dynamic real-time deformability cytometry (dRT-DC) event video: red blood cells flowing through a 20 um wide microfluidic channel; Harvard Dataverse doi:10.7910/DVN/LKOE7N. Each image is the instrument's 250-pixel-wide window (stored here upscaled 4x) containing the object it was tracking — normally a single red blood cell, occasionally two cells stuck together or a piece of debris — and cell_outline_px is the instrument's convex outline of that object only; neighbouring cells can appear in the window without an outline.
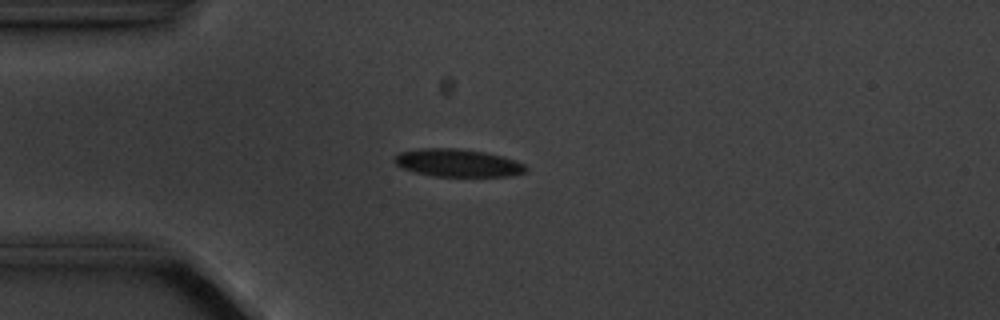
{"species": "common noctule bat (a hibernating species)", "species_latin": "Nyctalus noctula", "temperature_condition": "cold", "stored_images_in_passage": 5, "camera_frame_rate_fps": 3000, "um_per_image_px": 0.085, "animal": {"sex": "male", "body_mass_g": 20.1, "forearm_length_mm": 53.5}, "frame": {"image": 1, "passage_image": 4, "time_ms": 3.333, "image_size_px": [1000, 320], "cell_outline_px": [[528, 168], [524, 172], [508, 176], [432, 176], [416, 172], [404, 168], [396, 164], [392, 160], [400, 152], [420, 148], [456, 148], [484, 152], [500, 156], [524, 164]], "centroid_in_image_um": [38.87, 13.84], "position_along_channel_um": 46.1, "area_um2": 20.92}}